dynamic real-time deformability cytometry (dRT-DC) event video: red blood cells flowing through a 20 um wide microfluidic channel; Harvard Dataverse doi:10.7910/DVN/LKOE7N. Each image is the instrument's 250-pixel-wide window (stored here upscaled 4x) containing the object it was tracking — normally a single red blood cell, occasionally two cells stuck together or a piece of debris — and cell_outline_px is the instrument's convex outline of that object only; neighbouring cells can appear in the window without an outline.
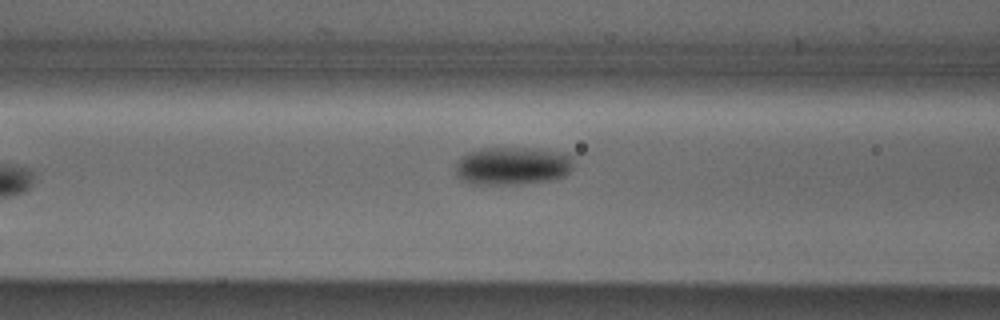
{"species": "Egyptian fruit bat (a non-hibernating species)", "species_latin": "Rousettus aegyptiacus", "temperature_condition": "cold", "stored_images_in_passage": 7, "segment_of_instrument_passage": [1, 2], "camera_frame_rate_fps": 3000, "um_per_image_px": 0.085, "animal": {"sex": "male"}, "frame": {"image": 1, "passage_image": 6, "time_ms": 6.0, "image_size_px": [1000, 320], "cell_outline_px": [[572, 168], [564, 176], [548, 180], [492, 184], [472, 184], [460, 180], [456, 176], [456, 164], [468, 152], [484, 148], [528, 148], [556, 152], [572, 156]], "centroid_in_image_um": [43.51, 14.09], "position_along_channel_um": 123.1, "area_um2": 25.43}}